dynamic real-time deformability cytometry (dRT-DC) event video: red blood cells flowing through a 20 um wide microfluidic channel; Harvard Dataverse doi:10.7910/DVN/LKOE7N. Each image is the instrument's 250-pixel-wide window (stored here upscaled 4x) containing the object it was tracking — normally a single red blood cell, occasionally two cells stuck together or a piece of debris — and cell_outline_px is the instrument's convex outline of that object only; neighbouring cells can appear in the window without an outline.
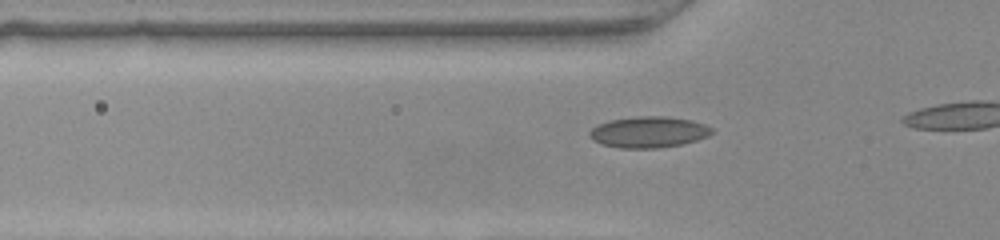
{"species": "common noctule bat (a hibernating species)", "species_latin": "Nyctalus noctula", "temperature_condition": "warm", "stored_images_in_passage": 10, "camera_frame_rate_fps": 3000, "um_per_image_px": 0.085, "animal": {"sex": "female", "body_mass_g": 22.0, "forearm_length_mm": 56.7}, "frame": {"image": 1, "passage_image": 5, "time_ms": 1.333, "image_size_px": [1000, 240], "cell_outline_px": [[712, 132], [708, 136], [696, 140], [680, 144], [656, 148], [620, 148], [600, 144], [592, 140], [588, 136], [588, 132], [592, 128], [600, 124], [612, 120], [636, 116], [664, 116], [692, 120], [704, 124], [712, 128]], "centroid_in_image_um": [55.1, 11.23], "position_along_channel_um": 70.7, "area_um2": 22.08}}
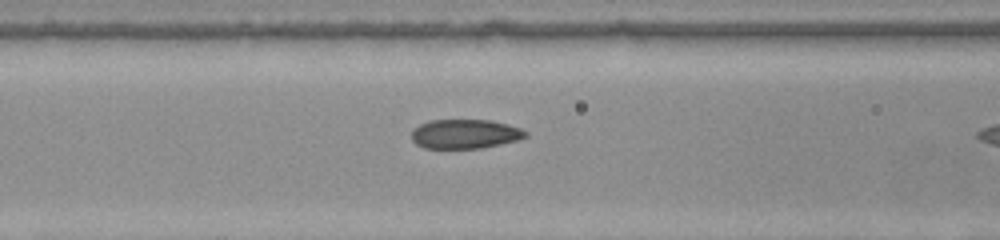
{"frame": {"image": 2, "passage_image": 9, "time_ms": 2.667, "image_size_px": [1000, 240], "cell_outline_px": [[528, 136], [516, 140], [500, 144], [480, 148], [424, 148], [416, 144], [412, 140], [412, 132], [420, 124], [428, 120], [488, 120], [508, 124], [520, 128], [528, 132]], "centroid_in_image_um": [39.53, 11.38], "position_along_channel_um": 127.1, "area_um2": 19.36}}